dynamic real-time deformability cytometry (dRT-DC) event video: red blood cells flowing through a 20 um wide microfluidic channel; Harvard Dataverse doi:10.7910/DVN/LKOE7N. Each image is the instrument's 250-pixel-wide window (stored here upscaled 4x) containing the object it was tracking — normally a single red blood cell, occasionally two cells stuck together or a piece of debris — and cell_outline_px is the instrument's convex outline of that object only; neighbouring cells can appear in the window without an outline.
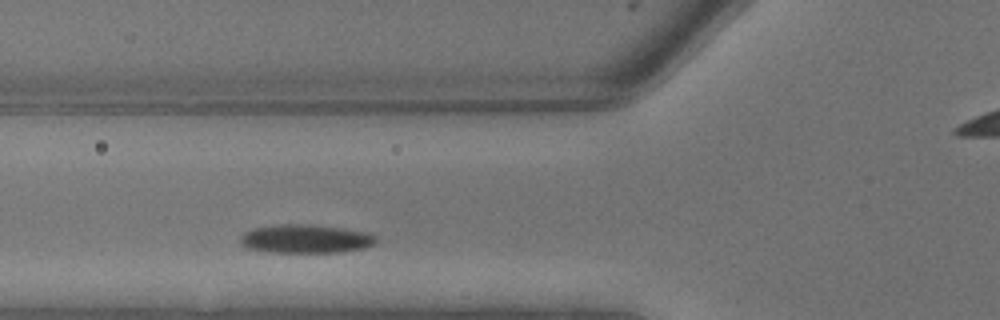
{"species": "common noctule bat (a hibernating species)", "species_latin": "Nyctalus noctula", "temperature_condition": "warm", "stored_images_in_passage": 4, "segment_of_instrument_passage": [1, 2], "camera_frame_rate_fps": 3000, "um_per_image_px": 0.085, "animal": {"sex": "male", "body_mass_g": 13.3}, "frame": {"image": 1, "passage_image": 3, "time_ms": 0.667, "image_size_px": [1000, 320], "cell_outline_px": [[380, 240], [364, 248], [344, 252], [272, 252], [244, 248], [240, 244], [240, 236], [244, 232], [252, 228], [276, 224], [308, 224], [340, 228], [368, 232], [376, 236]], "centroid_in_image_um": [25.95, 20.3], "position_along_channel_um": 99.8, "area_um2": 22.89}}